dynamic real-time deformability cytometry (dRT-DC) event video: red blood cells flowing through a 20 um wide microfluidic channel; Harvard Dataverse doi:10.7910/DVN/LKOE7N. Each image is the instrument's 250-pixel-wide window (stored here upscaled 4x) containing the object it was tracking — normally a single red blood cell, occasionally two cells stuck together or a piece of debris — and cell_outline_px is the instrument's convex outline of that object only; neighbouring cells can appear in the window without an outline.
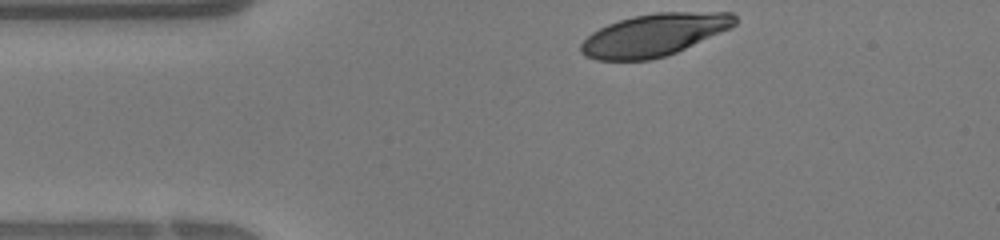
{"species": "human", "species_latin": "Homo sapiens", "temperature_condition": "warm", "stored_images_in_passage": 26, "camera_frame_rate_fps": 3000, "um_per_image_px": 0.085, "donor": {"sex": "female"}, "frame": {"image": 1, "passage_image": 1, "time_ms": 0.0, "image_size_px": [1000, 240], "cell_outline_px": [[736, 24], [732, 28], [676, 52], [652, 60], [596, 60], [584, 56], [580, 52], [580, 44], [592, 32], [608, 24], [632, 16], [656, 12], [732, 12], [736, 16]], "centroid_in_image_um": [55.61, 2.96], "position_along_channel_um": 29.4, "area_um2": 38.09}}
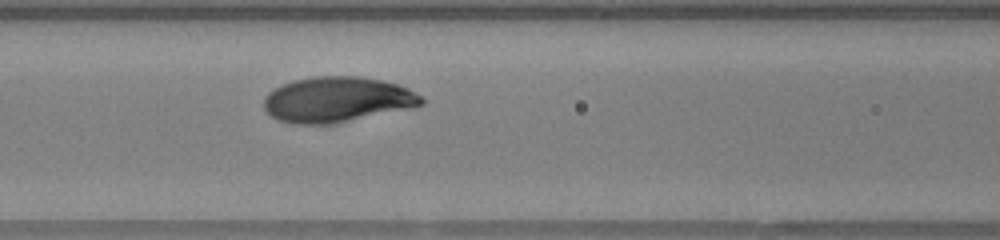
{"frame": {"image": 2, "passage_image": 10, "time_ms": 3.0, "image_size_px": [1000, 240], "cell_outline_px": [[424, 104], [412, 108], [328, 124], [292, 124], [276, 120], [264, 108], [264, 96], [268, 92], [292, 80], [312, 76], [360, 76], [380, 80], [396, 84], [408, 88], [420, 96], [424, 100]], "centroid_in_image_um": [28.63, 8.46], "position_along_channel_um": 138.0, "area_um2": 41.56}}
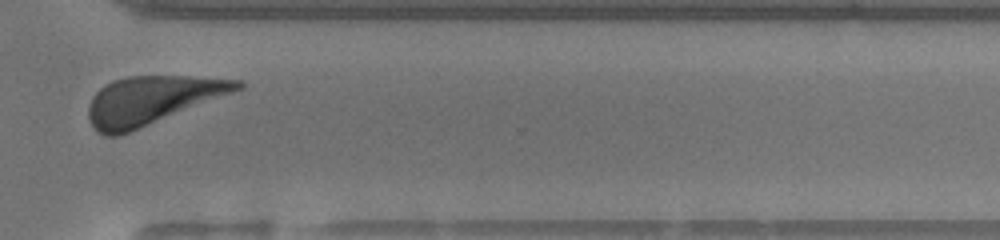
{"frame": {"image": 3, "passage_image": 23, "time_ms": 7.333, "image_size_px": [1000, 240], "cell_outline_px": [[244, 88], [120, 136], [104, 136], [96, 132], [88, 120], [88, 104], [92, 96], [104, 84], [112, 80], [128, 76], [188, 76], [244, 80]], "centroid_in_image_um": [12.86, 8.53], "position_along_channel_um": 357.7, "area_um2": 42.14}}